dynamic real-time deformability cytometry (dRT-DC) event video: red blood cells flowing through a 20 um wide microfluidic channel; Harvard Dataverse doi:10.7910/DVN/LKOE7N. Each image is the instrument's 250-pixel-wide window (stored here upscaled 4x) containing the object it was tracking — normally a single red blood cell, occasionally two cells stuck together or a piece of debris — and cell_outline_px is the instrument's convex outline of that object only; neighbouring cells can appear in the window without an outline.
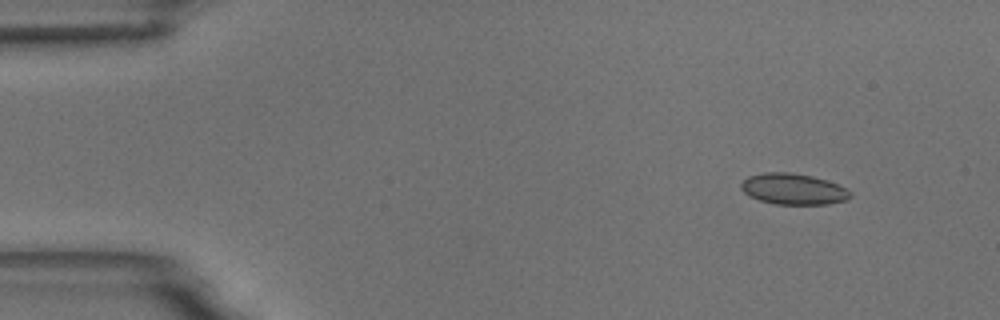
{"species": "common noctule bat (a hibernating species)", "species_latin": "Nyctalus noctula", "temperature_condition": "room temperature", "stored_images_in_passage": 5, "camera_frame_rate_fps": 3000, "um_per_image_px": 0.085, "animal": {"sex": "male", "body_mass_g": 18.8}, "frame": {"image": 1, "passage_image": 2, "time_ms": 1.0, "image_size_px": [1000, 320], "cell_outline_px": [[852, 196], [848, 200], [828, 204], [776, 204], [760, 200], [744, 192], [740, 188], [740, 184], [748, 176], [764, 172], [788, 172], [812, 176], [828, 180], [848, 188], [852, 192]], "centroid_in_image_um": [67.49, 16.06], "position_along_channel_um": 17.5, "area_um2": 19.88}}
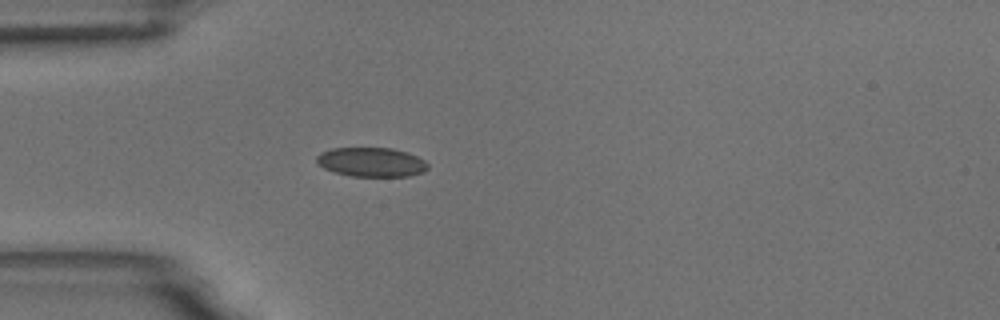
{"frame": {"image": 2, "passage_image": 5, "time_ms": 4.333, "image_size_px": [1000, 320], "cell_outline_px": [[428, 168], [424, 172], [408, 176], [352, 176], [336, 172], [324, 168], [316, 164], [316, 156], [320, 152], [332, 148], [392, 148], [408, 152], [424, 160], [428, 164]], "centroid_in_image_um": [31.56, 13.77], "position_along_channel_um": 53.4, "area_um2": 19.02}}